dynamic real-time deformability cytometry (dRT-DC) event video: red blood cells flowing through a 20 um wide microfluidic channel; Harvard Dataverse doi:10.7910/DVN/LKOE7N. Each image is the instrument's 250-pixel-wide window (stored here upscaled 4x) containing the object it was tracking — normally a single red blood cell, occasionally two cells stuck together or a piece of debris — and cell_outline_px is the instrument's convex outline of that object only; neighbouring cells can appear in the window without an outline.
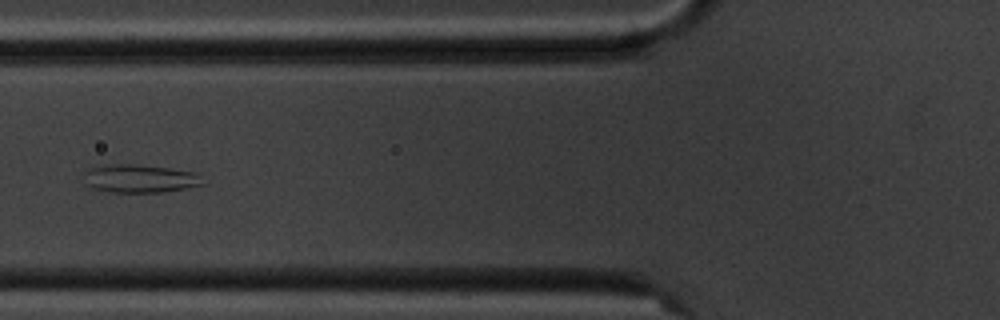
{"species": "common noctule bat (a hibernating species)", "species_latin": "Nyctalus noctula", "temperature_condition": "cold", "stored_images_in_passage": 10, "camera_frame_rate_fps": 3000, "um_per_image_px": 0.085, "animal": {"sex": "male", "body_mass_g": 20.1, "forearm_length_mm": 53.5}, "frame": {"image": 1, "passage_image": 7, "time_ms": 6.667, "image_size_px": [1000, 320], "cell_outline_px": [[208, 184], [188, 188], [160, 192], [108, 192], [92, 188], [88, 184], [84, 172], [92, 168], [104, 164], [136, 164], [168, 168], [196, 172]], "centroid_in_image_um": [11.96, 15.18], "position_along_channel_um": 113.8, "area_um2": 19.59}}